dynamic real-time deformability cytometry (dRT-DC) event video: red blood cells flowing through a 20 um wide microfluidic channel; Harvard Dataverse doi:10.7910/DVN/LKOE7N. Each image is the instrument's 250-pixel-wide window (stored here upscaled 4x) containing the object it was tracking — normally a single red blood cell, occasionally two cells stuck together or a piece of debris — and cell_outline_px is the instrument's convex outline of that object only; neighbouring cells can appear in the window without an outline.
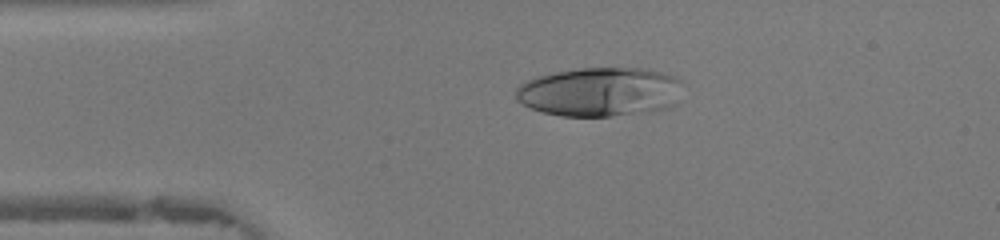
{"species": "human", "species_latin": "Homo sapiens", "temperature_condition": "warm", "stored_images_in_passage": 40, "camera_frame_rate_fps": 3000, "um_per_image_px": 0.085, "donor": {"sex": "female"}, "frame": {"image": 1, "passage_image": 4, "time_ms": 1.0, "image_size_px": [1000, 240], "cell_outline_px": [[684, 80], [676, 104], [668, 108], [644, 112], [608, 116], [560, 116], [544, 112], [532, 108], [516, 100], [516, 88], [524, 80], [556, 72], [580, 68], [644, 68], [676, 76]], "centroid_in_image_um": [51.03, 7.8], "position_along_channel_um": 34.0, "area_um2": 47.97}}
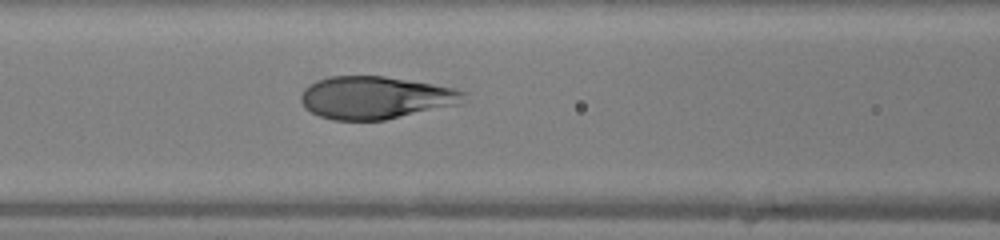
{"frame": {"image": 2, "passage_image": 13, "time_ms": 4.0, "image_size_px": [1000, 240], "cell_outline_px": [[468, 92], [460, 104], [384, 120], [332, 120], [320, 116], [312, 112], [300, 100], [300, 96], [304, 88], [320, 80], [332, 76], [384, 76], [456, 88]], "centroid_in_image_um": [31.95, 8.3], "position_along_channel_um": 134.6, "area_um2": 40.11}}
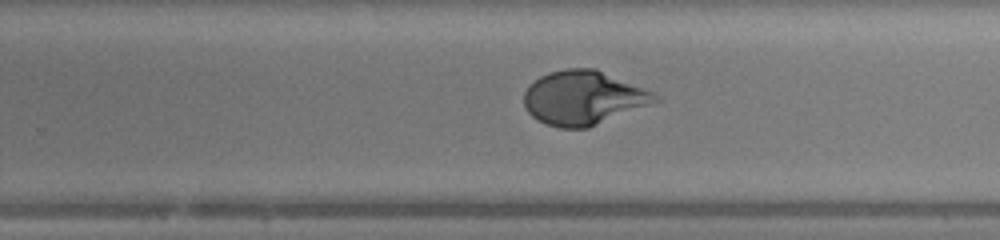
{"frame": {"image": 3, "passage_image": 23, "time_ms": 7.333, "image_size_px": [1000, 240], "cell_outline_px": [[664, 100], [588, 128], [560, 128], [548, 124], [532, 116], [528, 112], [524, 104], [524, 92], [528, 84], [540, 76], [548, 72], [564, 68], [596, 68], [656, 92]], "centroid_in_image_um": [49.65, 8.3], "position_along_channel_um": 280.2, "area_um2": 41.91}, "authors_computed_cell_mechanics": {"area_um2": 41.5004, "velocity_mm_per_s": 4.378, "shape_relaxation_time_tau1_ms": 5.1751, "shape_relaxation_time_tau2_ms": null, "deformation_change_tau1": 0.3181, "deformation_change_tau2": null}}